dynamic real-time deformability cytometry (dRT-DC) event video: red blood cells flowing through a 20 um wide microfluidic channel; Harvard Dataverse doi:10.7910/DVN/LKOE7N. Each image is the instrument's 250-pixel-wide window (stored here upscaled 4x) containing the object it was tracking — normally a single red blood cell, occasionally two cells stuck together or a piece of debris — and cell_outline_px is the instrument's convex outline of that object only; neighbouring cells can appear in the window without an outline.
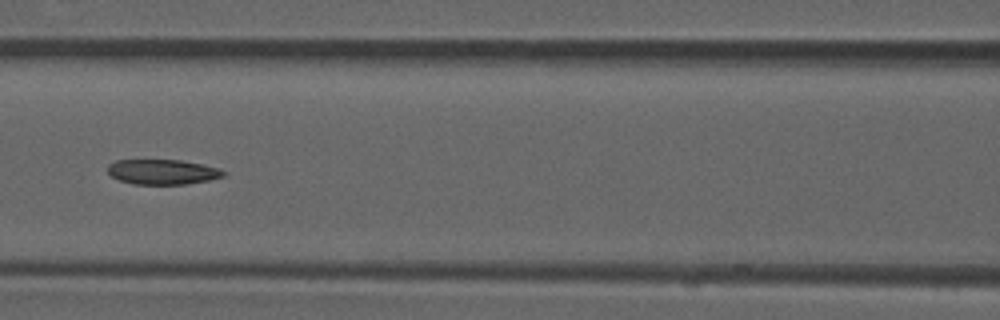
{"species": "common noctule bat (a hibernating species)", "species_latin": "Nyctalus noctula", "temperature_condition": "room temperature", "stored_images_in_passage": 6, "camera_frame_rate_fps": 3000, "um_per_image_px": 0.085, "animal": {"sex": "male", "forearm_length_mm": 52.5}, "frame": {"image": 1, "passage_image": 6, "time_ms": 1.667, "image_size_px": [1000, 320], "cell_outline_px": [[224, 176], [208, 180], [188, 184], [132, 184], [120, 180], [112, 176], [108, 172], [108, 164], [116, 160], [180, 160], [220, 168], [224, 172]], "centroid_in_image_um": [13.8, 14.61], "position_along_channel_um": 152.8, "area_um2": 16.76}}